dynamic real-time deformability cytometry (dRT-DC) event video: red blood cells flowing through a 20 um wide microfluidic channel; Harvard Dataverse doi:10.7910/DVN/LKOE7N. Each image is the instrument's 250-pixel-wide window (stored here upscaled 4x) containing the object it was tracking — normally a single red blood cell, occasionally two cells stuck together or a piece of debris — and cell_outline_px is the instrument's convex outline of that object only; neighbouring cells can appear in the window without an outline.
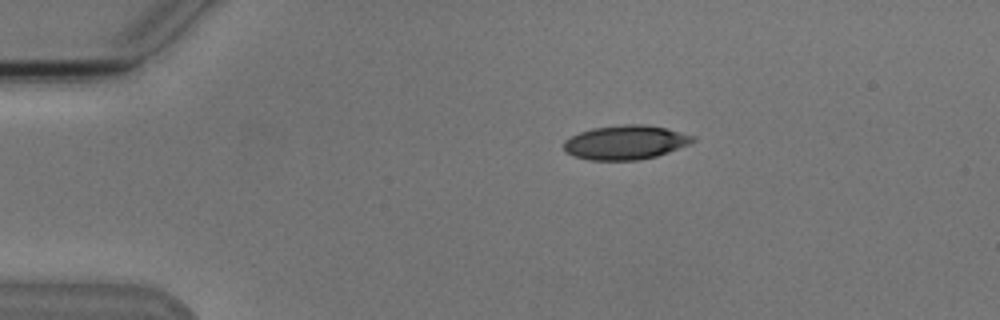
{"species": "Egyptian fruit bat (a non-hibernating species)", "species_latin": "Rousettus aegyptiacus", "temperature_condition": "cold", "stored_images_in_passage": 4, "camera_frame_rate_fps": 3000, "um_per_image_px": 0.085, "animal": {"sex": "male"}, "frame": {"image": 1, "passage_image": 2, "time_ms": 1.0, "image_size_px": [1000, 320], "cell_outline_px": [[696, 140], [688, 144], [668, 152], [656, 156], [636, 160], [588, 160], [572, 156], [564, 152], [564, 140], [580, 132], [592, 128], [624, 124], [644, 124], [668, 128], [696, 136]], "centroid_in_image_um": [53.16, 12.1], "position_along_channel_um": 31.8, "area_um2": 25.84}}